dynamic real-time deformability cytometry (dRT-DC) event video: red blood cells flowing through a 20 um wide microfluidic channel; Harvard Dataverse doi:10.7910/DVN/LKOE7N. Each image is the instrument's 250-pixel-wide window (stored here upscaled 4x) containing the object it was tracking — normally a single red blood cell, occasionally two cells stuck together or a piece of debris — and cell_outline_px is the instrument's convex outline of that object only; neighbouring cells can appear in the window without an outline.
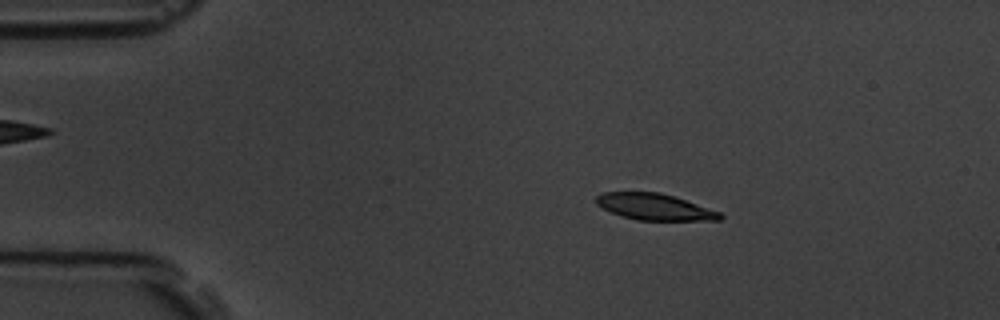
{"species": "common noctule bat (a hibernating species)", "species_latin": "Nyctalus noctula", "temperature_condition": "room temperature", "stored_images_in_passage": 3, "camera_frame_rate_fps": 3000, "um_per_image_px": 0.085, "animal": {"sex": "male", "body_mass_g": 19.5, "forearm_length_mm": 54.6}, "frame": {"image": 1, "passage_image": 2, "time_ms": 1.333, "image_size_px": [1000, 320], "cell_outline_px": [[724, 216], [720, 220], [636, 220], [620, 216], [596, 204], [596, 196], [600, 192], [660, 192], [720, 212]], "centroid_in_image_um": [55.6, 17.58], "position_along_channel_um": 29.4, "area_um2": 18.84}}